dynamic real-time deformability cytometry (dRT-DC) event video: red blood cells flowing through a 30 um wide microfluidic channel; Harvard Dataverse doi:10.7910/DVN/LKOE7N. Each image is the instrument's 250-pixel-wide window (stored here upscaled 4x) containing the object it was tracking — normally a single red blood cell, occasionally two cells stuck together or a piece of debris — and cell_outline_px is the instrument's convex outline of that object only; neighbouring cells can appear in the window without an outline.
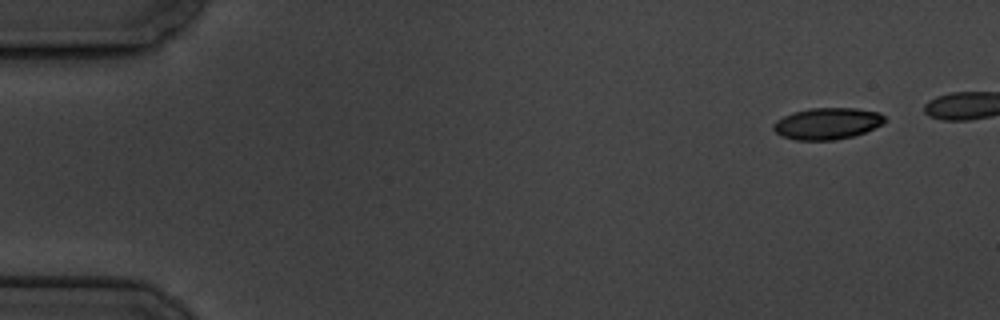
{"species": "common noctule bat (a hibernating species)", "species_latin": "Nyctalus noctula", "temperature_condition": "cold", "stored_images_in_passage": 5, "camera_frame_rate_fps": 3000, "um_per_image_px": 0.085, "animal": {"sex": "male", "body_mass_g": 19.5, "forearm_length_mm": 54.6}, "frame": {"image": 1, "passage_image": 1, "time_ms": 0.0, "image_size_px": [1000, 320], "cell_outline_px": [[888, 120], [864, 132], [852, 136], [836, 140], [796, 140], [784, 136], [776, 132], [772, 128], [772, 124], [776, 120], [792, 112], [812, 108], [856, 108], [880, 112]], "centroid_in_image_um": [70.31, 10.49], "position_along_channel_um": 14.7, "area_um2": 20.4}}